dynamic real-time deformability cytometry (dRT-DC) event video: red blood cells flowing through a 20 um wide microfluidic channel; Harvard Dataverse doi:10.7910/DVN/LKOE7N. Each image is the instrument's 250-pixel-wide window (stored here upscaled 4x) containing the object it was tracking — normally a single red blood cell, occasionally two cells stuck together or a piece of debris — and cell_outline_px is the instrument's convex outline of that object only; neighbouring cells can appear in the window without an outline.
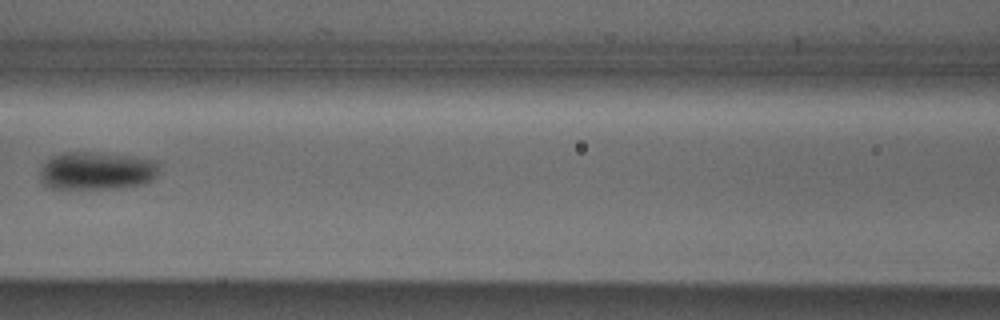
{"species": "Egyptian fruit bat (a non-hibernating species)", "species_latin": "Rousettus aegyptiacus", "temperature_condition": "cold", "stored_images_in_passage": 6, "camera_frame_rate_fps": 3000, "um_per_image_px": 0.085, "animal": {"sex": "male"}, "frame": {"image": 1, "passage_image": 5, "time_ms": 5.0, "image_size_px": [1000, 320], "cell_outline_px": [[156, 176], [152, 180], [140, 184], [120, 188], [52, 188], [44, 184], [40, 176], [40, 168], [52, 156], [64, 152], [88, 152], [136, 156], [156, 160]], "centroid_in_image_um": [8.21, 14.5], "position_along_channel_um": 158.4, "area_um2": 26.13}}
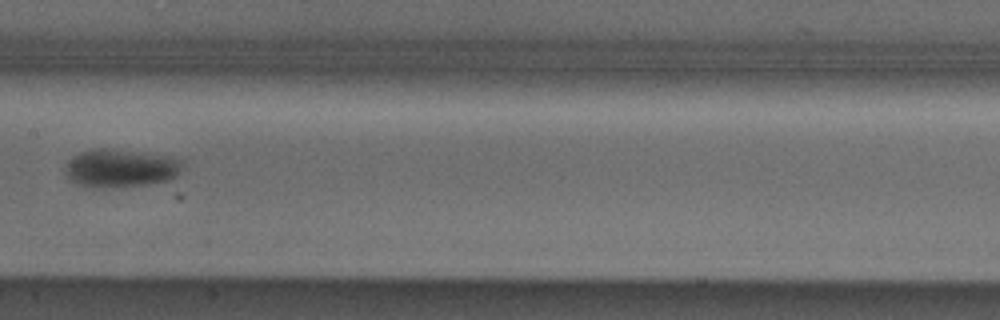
{"frame": {"image": 2, "passage_image": 6, "time_ms": 6.0, "image_size_px": [1000, 320], "cell_outline_px": [[184, 160], [180, 172], [176, 176], [168, 180], [148, 184], [92, 188], [88, 188], [76, 184], [68, 176], [68, 160], [80, 152], [92, 148], [104, 148], [172, 156]], "centroid_in_image_um": [10.29, 14.28], "position_along_channel_um": 197.1, "area_um2": 25.89}}